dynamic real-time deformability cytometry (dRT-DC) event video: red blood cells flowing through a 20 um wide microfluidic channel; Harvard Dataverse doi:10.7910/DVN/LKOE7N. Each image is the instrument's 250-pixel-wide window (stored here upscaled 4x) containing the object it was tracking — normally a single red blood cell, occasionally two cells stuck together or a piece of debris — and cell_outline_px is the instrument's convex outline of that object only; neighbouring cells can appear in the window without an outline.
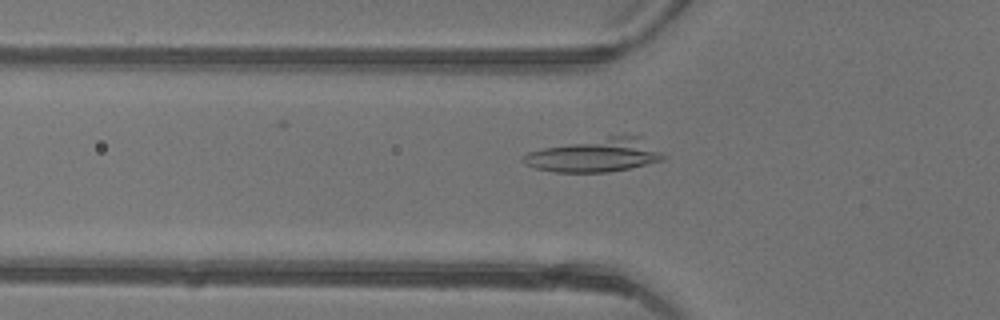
{"species": "common noctule bat (a hibernating species)", "species_latin": "Nyctalus noctula", "temperature_condition": "warm", "stored_images_in_passage": 30, "camera_frame_rate_fps": 3000, "um_per_image_px": 0.085, "animal": {"sex": "female"}, "frame": {"image": 1, "passage_image": 17, "time_ms": 5.333, "image_size_px": [1000, 320], "cell_outline_px": [[664, 160], [628, 168], [608, 172], [556, 172], [536, 168], [524, 164], [520, 160], [520, 156], [528, 152], [544, 148], [608, 136], [640, 136], [660, 152], [664, 156]], "centroid_in_image_um": [50.54, 13.2], "position_along_channel_um": 75.3, "area_um2": 26.88}}
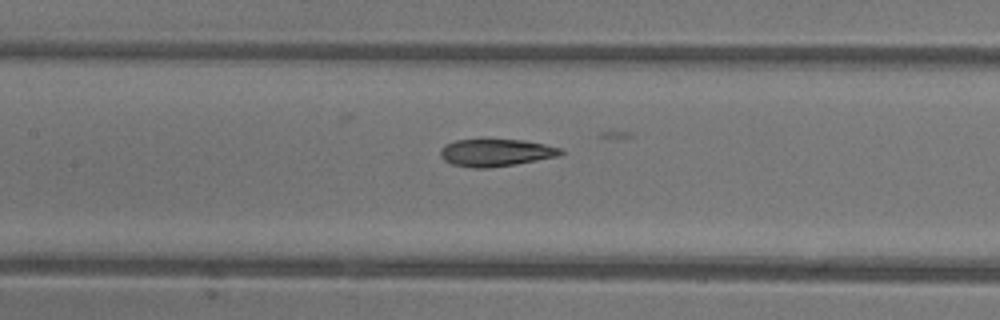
{"frame": {"image": 2, "passage_image": 23, "time_ms": 7.333, "image_size_px": [1000, 320], "cell_outline_px": [[564, 152], [560, 156], [516, 164], [488, 168], [472, 168], [452, 164], [444, 160], [440, 156], [440, 148], [444, 144], [456, 140], [480, 136], [484, 136], [524, 140], [544, 144], [560, 148]], "centroid_in_image_um": [42.1, 12.92], "position_along_channel_um": 165.3, "area_um2": 20.23}}
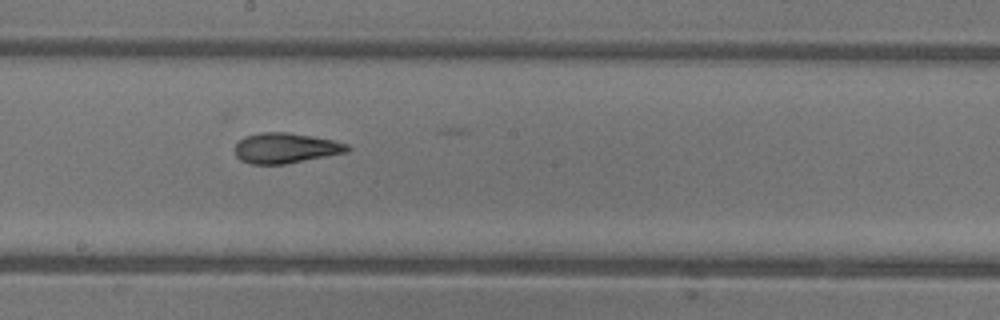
{"frame": {"image": 3, "passage_image": 27, "time_ms": 8.667, "image_size_px": [1000, 320], "cell_outline_px": [[352, 148], [348, 152], [284, 164], [252, 164], [240, 160], [236, 156], [236, 144], [244, 136], [260, 132], [288, 132], [312, 136], [332, 140], [348, 144]], "centroid_in_image_um": [24.28, 12.58], "position_along_channel_um": 223.9, "area_um2": 19.83}}